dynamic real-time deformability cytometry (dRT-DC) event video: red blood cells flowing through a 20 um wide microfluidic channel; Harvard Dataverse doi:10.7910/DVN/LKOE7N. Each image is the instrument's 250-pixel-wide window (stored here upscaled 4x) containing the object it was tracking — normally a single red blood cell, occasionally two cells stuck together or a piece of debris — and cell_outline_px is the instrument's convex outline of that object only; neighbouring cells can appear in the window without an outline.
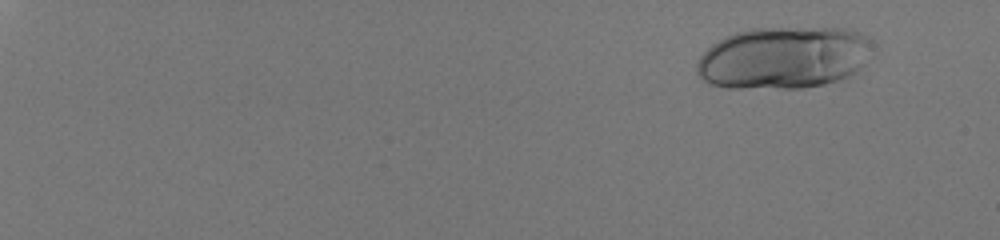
{"species": "human", "species_latin": "Homo sapiens", "temperature_condition": "room temperature", "stored_images_in_passage": 30, "camera_frame_rate_fps": 3000, "um_per_image_px": 0.085, "donor": {"sex": "male"}, "frame": {"image": 1, "passage_image": 7, "time_ms": 2.0, "image_size_px": [1000, 240], "cell_outline_px": [[868, 40], [864, 60], [860, 68], [856, 72], [848, 76], [824, 84], [804, 88], [728, 88], [708, 84], [696, 76], [696, 64], [700, 56], [712, 44], [736, 32], [752, 28], [844, 28], [860, 32], [868, 36]], "centroid_in_image_um": [66.52, 4.92], "position_along_channel_um": 18.5, "area_um2": 63.41}}
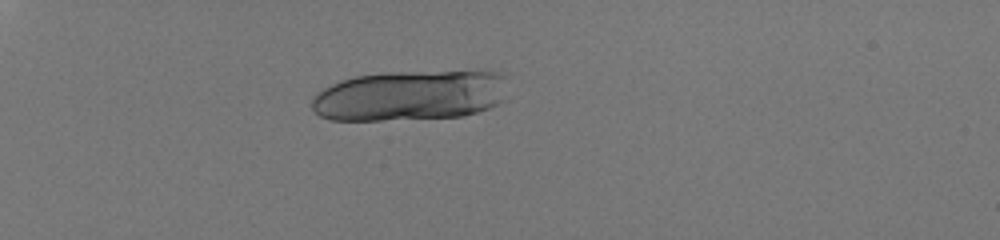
{"frame": {"image": 2, "passage_image": 21, "time_ms": 6.667, "image_size_px": [1000, 240], "cell_outline_px": [[504, 100], [488, 108], [464, 116], [380, 120], [328, 120], [320, 116], [312, 108], [312, 96], [324, 88], [332, 84], [356, 76], [384, 72], [496, 72], [504, 76]], "centroid_in_image_um": [34.8, 8.13], "position_along_channel_um": 50.2, "area_um2": 57.11}}